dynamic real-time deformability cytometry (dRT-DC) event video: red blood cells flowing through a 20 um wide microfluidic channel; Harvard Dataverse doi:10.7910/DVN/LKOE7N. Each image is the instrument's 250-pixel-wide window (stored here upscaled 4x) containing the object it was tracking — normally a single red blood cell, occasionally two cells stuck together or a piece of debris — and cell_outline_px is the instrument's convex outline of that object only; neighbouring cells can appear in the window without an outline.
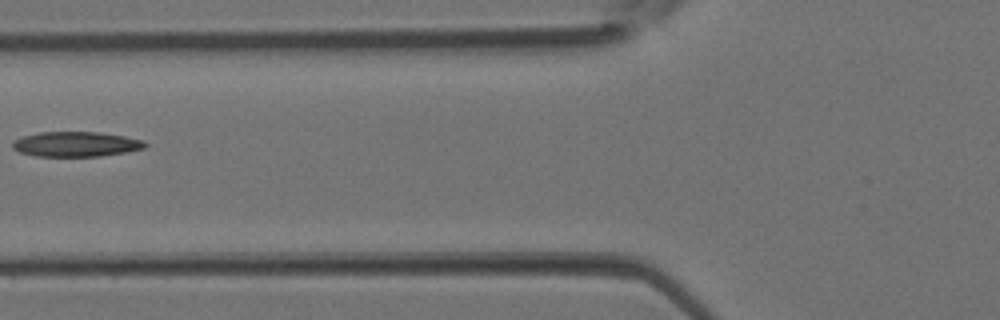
{"species": "Egyptian fruit bat (a non-hibernating species)", "species_latin": "Rousettus aegyptiacus", "temperature_condition": "room temperature", "stored_images_in_passage": 2, "camera_frame_rate_fps": 3000, "um_per_image_px": 0.085, "animal": {"sex": "female"}, "frame": {"image": 1, "passage_image": 2, "time_ms": 0.333, "image_size_px": [1000, 320], "cell_outline_px": [[148, 144], [144, 148], [124, 152], [100, 156], [36, 156], [20, 152], [12, 148], [12, 140], [24, 136], [40, 132], [100, 132], [124, 136], [144, 140]], "centroid_in_image_um": [6.45, 12.25], "position_along_channel_um": 119.4, "area_um2": 19.25}}